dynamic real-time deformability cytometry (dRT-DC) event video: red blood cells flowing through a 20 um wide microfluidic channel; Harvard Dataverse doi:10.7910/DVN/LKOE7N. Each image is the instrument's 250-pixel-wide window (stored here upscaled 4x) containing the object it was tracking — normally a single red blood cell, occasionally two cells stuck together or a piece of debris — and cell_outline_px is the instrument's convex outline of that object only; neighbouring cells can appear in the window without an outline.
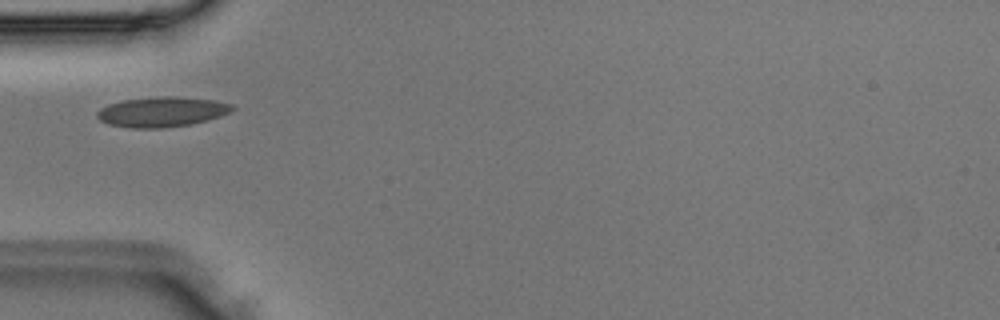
{"species": "Egyptian fruit bat (a non-hibernating species)", "species_latin": "Rousettus aegyptiacus", "temperature_condition": "room temperature", "stored_images_in_passage": 2, "camera_frame_rate_fps": 3000, "um_per_image_px": 0.085, "animal": {"sex": "male"}, "frame": {"image": 1, "passage_image": 2, "time_ms": 0.333, "image_size_px": [1000, 320], "cell_outline_px": [[236, 108], [220, 116], [208, 120], [192, 124], [160, 128], [132, 128], [108, 124], [100, 120], [96, 116], [96, 112], [100, 108], [108, 104], [124, 100], [160, 96], [176, 96], [216, 100], [232, 104]], "centroid_in_image_um": [13.76, 9.5], "position_along_channel_um": 71.2, "area_um2": 23.76}}